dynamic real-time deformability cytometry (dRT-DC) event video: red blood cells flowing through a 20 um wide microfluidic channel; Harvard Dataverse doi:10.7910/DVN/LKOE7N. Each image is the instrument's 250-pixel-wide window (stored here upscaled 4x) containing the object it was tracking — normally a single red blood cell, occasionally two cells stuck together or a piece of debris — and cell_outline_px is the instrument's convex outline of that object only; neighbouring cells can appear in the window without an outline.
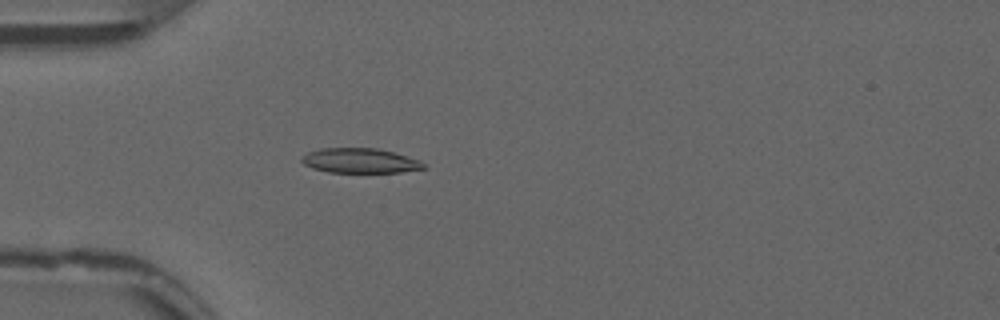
{"species": "common noctule bat (a hibernating species)", "species_latin": "Nyctalus noctula", "temperature_condition": "warm", "stored_images_in_passage": 48, "camera_frame_rate_fps": 3000, "um_per_image_px": 0.085, "animal": {"sex": "male", "forearm_length_mm": 52.5}, "frame": {"image": 1, "passage_image": 10, "time_ms": 3.0, "image_size_px": [1000, 320], "cell_outline_px": [[428, 168], [400, 172], [328, 172], [312, 168], [304, 164], [300, 160], [300, 156], [308, 152], [320, 148], [376, 148], [392, 152], [420, 160]], "centroid_in_image_um": [30.57, 13.66], "position_along_channel_um": 54.4, "area_um2": 17.63}}
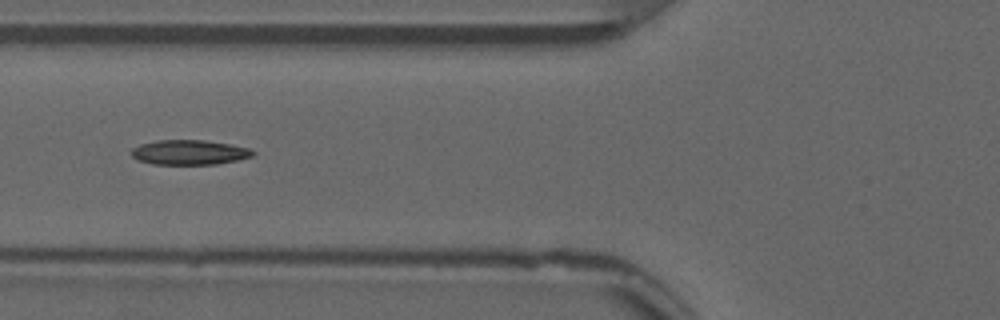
{"frame": {"image": 2, "passage_image": 15, "time_ms": 4.667, "image_size_px": [1000, 320], "cell_outline_px": [[256, 152], [252, 156], [236, 160], [216, 164], [152, 164], [140, 160], [132, 156], [132, 148], [140, 144], [156, 140], [204, 140], [232, 144], [248, 148]], "centroid_in_image_um": [16.1, 12.94], "position_along_channel_um": 109.7, "area_um2": 17.46}}
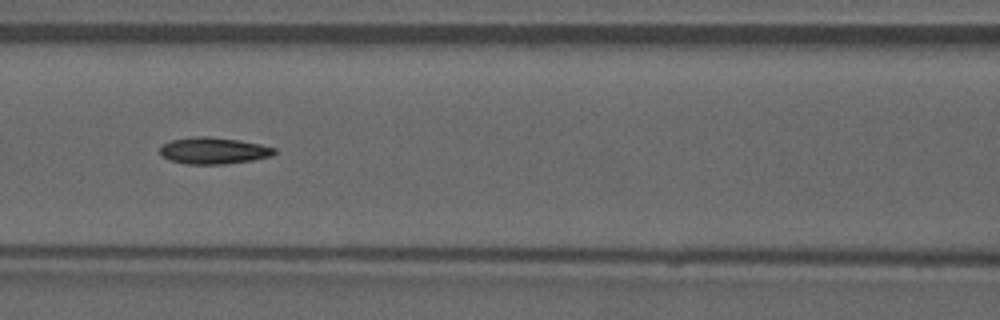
{"frame": {"image": 3, "passage_image": 18, "time_ms": 5.667, "image_size_px": [1000, 320], "cell_outline_px": [[276, 152], [272, 156], [252, 160], [224, 164], [188, 164], [168, 160], [160, 156], [160, 148], [164, 144], [172, 140], [200, 136], [204, 136], [240, 140], [260, 144], [276, 148]], "centroid_in_image_um": [18.16, 12.81], "position_along_channel_um": 148.4, "area_um2": 17.69}, "authors_computed_cell_mechanics": {"area_um2": 17.3111, "velocity_mm_per_s": 3.8364, "shape_relaxation_time_tau1_ms": null, "shape_relaxation_time_tau2_ms": 10.2598, "deformation_change_tau1": null, "deformation_change_tau2": 0.1503}}